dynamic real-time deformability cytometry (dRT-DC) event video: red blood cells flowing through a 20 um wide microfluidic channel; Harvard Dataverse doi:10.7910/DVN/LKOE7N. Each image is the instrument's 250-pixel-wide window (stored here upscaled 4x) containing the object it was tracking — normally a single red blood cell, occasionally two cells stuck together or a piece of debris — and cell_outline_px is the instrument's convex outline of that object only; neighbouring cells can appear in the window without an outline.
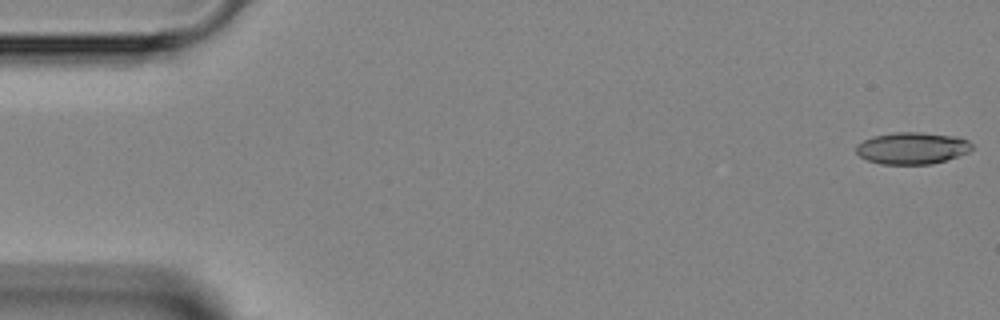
{"species": "Egyptian fruit bat (a non-hibernating species)", "species_latin": "Rousettus aegyptiacus", "temperature_condition": "room temperature", "stored_images_in_passage": 45, "camera_frame_rate_fps": 3000, "um_per_image_px": 0.085, "animal": {"sex": "female"}, "frame": {"image": 1, "passage_image": 1, "time_ms": 0.0, "image_size_px": [1000, 320], "cell_outline_px": [[972, 148], [968, 152], [932, 164], [880, 164], [868, 160], [860, 156], [856, 152], [856, 144], [872, 136], [896, 132], [920, 132], [956, 136], [968, 140], [972, 144]], "centroid_in_image_um": [77.51, 12.58], "position_along_channel_um": 7.5, "area_um2": 21.44}}
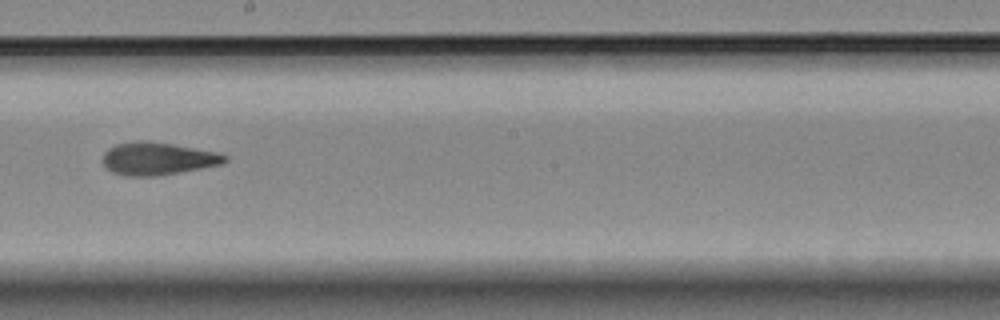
{"frame": {"image": 2, "passage_image": 26, "time_ms": 8.333, "image_size_px": [1000, 320], "cell_outline_px": [[228, 160], [224, 164], [180, 172], [156, 176], [124, 176], [112, 172], [104, 168], [104, 152], [108, 148], [116, 144], [144, 140], [172, 144], [220, 152], [228, 156]], "centroid_in_image_um": [13.44, 13.49], "position_along_channel_um": 234.8, "area_um2": 23.41}}
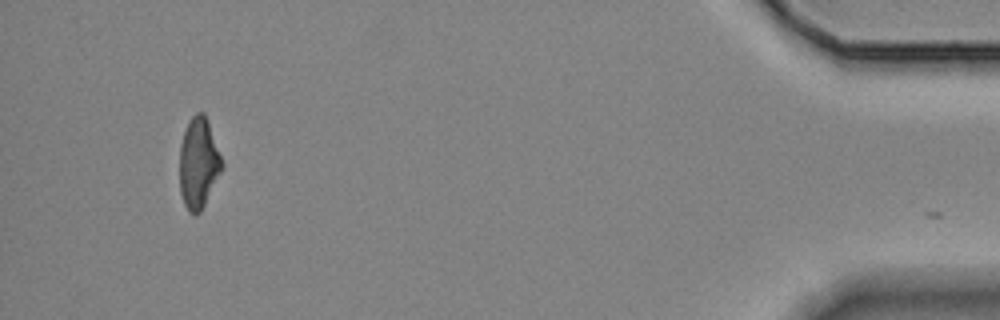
{"frame": {"image": 3, "passage_image": 44, "time_ms": 14.333, "image_size_px": [1000, 320], "cell_outline_px": [[224, 164], [200, 212], [196, 216], [188, 212], [184, 204], [180, 192], [180, 144], [184, 132], [192, 116], [196, 112], [204, 112], [208, 120]], "centroid_in_image_um": [16.87, 13.86], "position_along_channel_um": 418.3, "area_um2": 22.2}}